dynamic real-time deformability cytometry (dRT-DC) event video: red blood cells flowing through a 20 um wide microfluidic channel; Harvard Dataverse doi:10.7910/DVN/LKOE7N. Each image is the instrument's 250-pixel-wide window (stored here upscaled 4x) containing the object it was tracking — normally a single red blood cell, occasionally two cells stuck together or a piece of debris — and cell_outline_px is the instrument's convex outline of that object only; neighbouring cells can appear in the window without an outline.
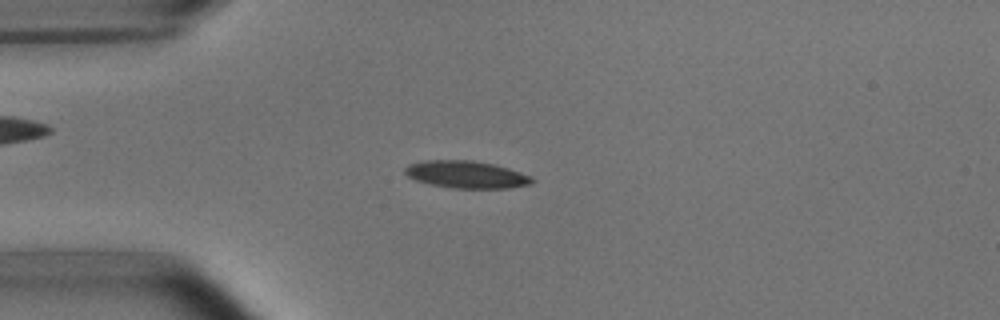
{"species": "common noctule bat (a hibernating species)", "species_latin": "Nyctalus noctula", "temperature_condition": "room temperature", "stored_images_in_passage": 51, "camera_frame_rate_fps": 3000, "um_per_image_px": 0.085, "animal": {"sex": "male", "body_mass_g": 15.6}, "frame": {"image": 1, "passage_image": 12, "time_ms": 3.667, "image_size_px": [1000, 320], "cell_outline_px": [[536, 180], [532, 184], [508, 188], [452, 188], [432, 184], [416, 180], [408, 176], [404, 172], [404, 168], [408, 164], [424, 160], [472, 160], [492, 164], [508, 168], [532, 176]], "centroid_in_image_um": [39.65, 14.83], "position_along_channel_um": 45.3, "area_um2": 20.23}}
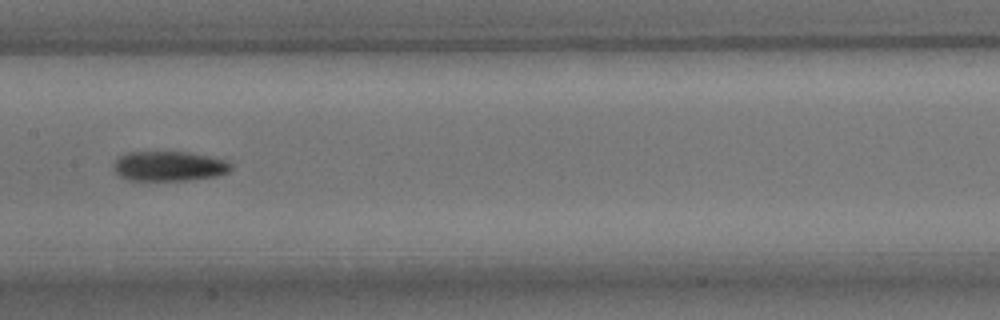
{"frame": {"image": 2, "passage_image": 25, "time_ms": 8.0, "image_size_px": [1000, 320], "cell_outline_px": [[232, 168], [228, 172], [220, 176], [188, 180], [128, 180], [120, 176], [116, 172], [116, 160], [120, 156], [128, 152], [188, 152], [228, 160], [232, 164]], "centroid_in_image_um": [14.45, 14.12], "position_along_channel_um": 193.0, "area_um2": 20.35}}
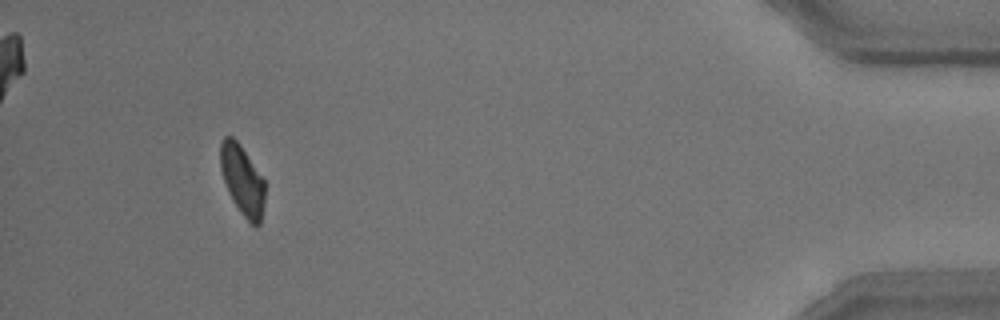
{"frame": {"image": 3, "passage_image": 48, "time_ms": 15.667, "image_size_px": [1000, 320], "cell_outline_px": [[264, 204], [260, 224], [256, 228], [240, 212], [232, 200], [228, 192], [220, 168], [220, 144], [224, 136], [232, 136], [240, 144], [264, 180]], "centroid_in_image_um": [20.59, 15.32], "position_along_channel_um": 414.6, "area_um2": 18.03}, "authors_computed_cell_mechanics": {"area_um2": 19.5364, "velocity_mm_per_s": 3.7591, "shape_relaxation_time_tau1_ms": 3.5853, "shape_relaxation_time_tau2_ms": 8.454, "deformation_change_tau1": 0.1301, "deformation_change_tau2": 0.1401}}